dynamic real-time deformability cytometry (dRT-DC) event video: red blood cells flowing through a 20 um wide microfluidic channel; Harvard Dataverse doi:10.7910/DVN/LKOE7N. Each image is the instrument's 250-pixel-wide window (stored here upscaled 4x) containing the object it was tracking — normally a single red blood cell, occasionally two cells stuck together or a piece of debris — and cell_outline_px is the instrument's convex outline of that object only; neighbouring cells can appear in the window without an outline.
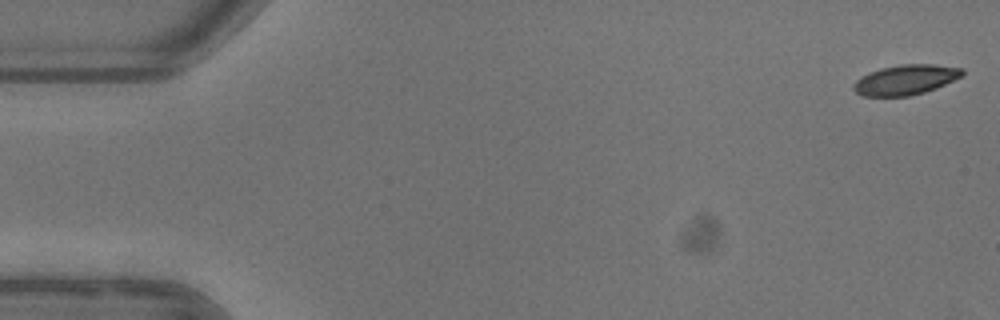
{"species": "common noctule bat (a hibernating species)", "species_latin": "Nyctalus noctula", "temperature_condition": "warm", "stored_images_in_passage": 15, "camera_frame_rate_fps": 3000, "um_per_image_px": 0.085, "animal": {"sex": "female"}, "frame": {"image": 1, "passage_image": 1, "time_ms": 0.0, "image_size_px": [1000, 320], "cell_outline_px": [[964, 76], [936, 88], [924, 92], [908, 96], [864, 96], [856, 92], [852, 88], [852, 84], [860, 76], [868, 72], [880, 68], [900, 64], [932, 64], [964, 68]], "centroid_in_image_um": [76.97, 6.77], "position_along_channel_um": 8.0, "area_um2": 19.25}}